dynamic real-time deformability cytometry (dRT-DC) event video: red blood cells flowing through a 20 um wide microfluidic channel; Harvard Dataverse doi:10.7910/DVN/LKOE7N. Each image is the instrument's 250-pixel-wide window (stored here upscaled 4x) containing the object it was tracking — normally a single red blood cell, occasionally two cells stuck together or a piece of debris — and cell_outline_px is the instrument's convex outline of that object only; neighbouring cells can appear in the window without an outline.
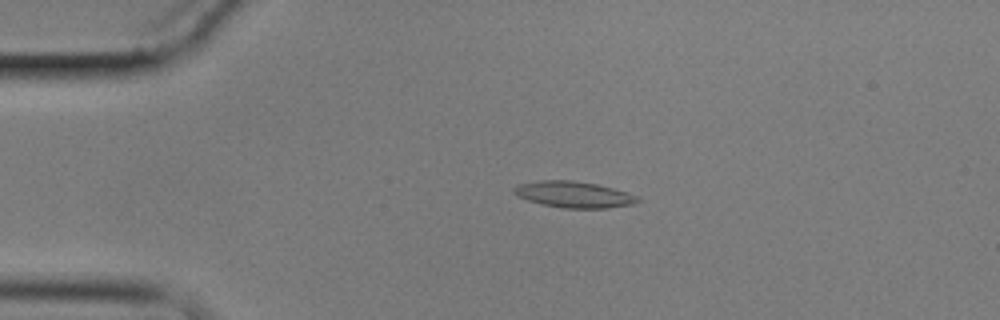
{"species": "common noctule bat (a hibernating species)", "species_latin": "Nyctalus noctula", "temperature_condition": "cold", "stored_images_in_passage": 11, "camera_frame_rate_fps": 3000, "um_per_image_px": 0.085, "animal": {"sex": "male", "body_mass_g": 17.9}, "frame": {"image": 1, "passage_image": 3, "time_ms": 3.333, "image_size_px": [1000, 320], "cell_outline_px": [[640, 200], [632, 204], [608, 208], [564, 208], [540, 204], [516, 196], [512, 192], [512, 188], [516, 184], [540, 180], [572, 180], [596, 184], [612, 188], [640, 196]], "centroid_in_image_um": [48.72, 16.53], "position_along_channel_um": 36.3, "area_um2": 19.07}}
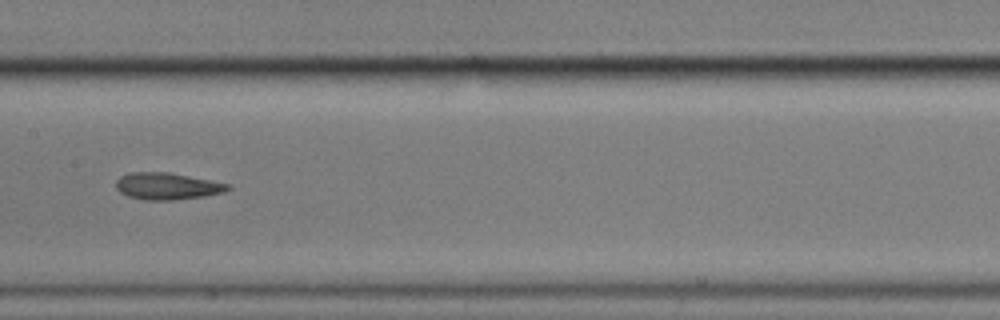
{"frame": {"image": 2, "passage_image": 8, "time_ms": 9.0, "image_size_px": [1000, 320], "cell_outline_px": [[232, 188], [224, 192], [204, 196], [172, 200], [144, 200], [128, 196], [120, 192], [116, 188], [116, 180], [120, 176], [128, 172], [168, 172], [228, 184]], "centroid_in_image_um": [14.16, 15.82], "position_along_channel_um": 193.2, "area_um2": 17.4}}
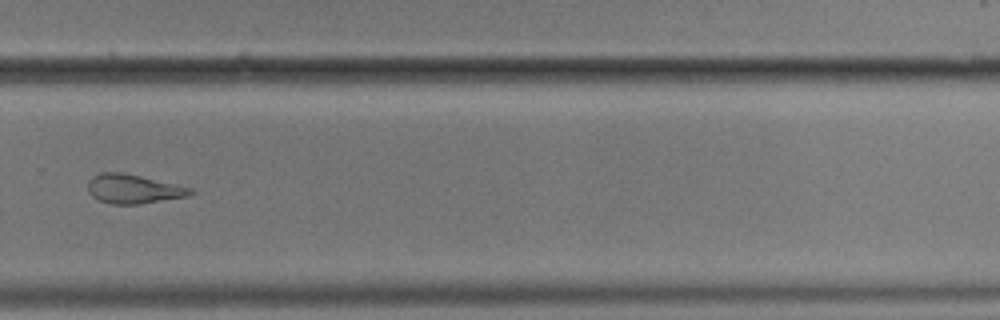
{"frame": {"image": 3, "passage_image": 11, "time_ms": 12.667, "image_size_px": [1000, 320], "cell_outline_px": [[196, 192], [188, 196], [140, 204], [112, 204], [100, 200], [92, 196], [88, 192], [88, 180], [92, 176], [104, 172], [124, 172], [192, 188]], "centroid_in_image_um": [11.34, 16.05], "position_along_channel_um": 318.5, "area_um2": 17.4}}